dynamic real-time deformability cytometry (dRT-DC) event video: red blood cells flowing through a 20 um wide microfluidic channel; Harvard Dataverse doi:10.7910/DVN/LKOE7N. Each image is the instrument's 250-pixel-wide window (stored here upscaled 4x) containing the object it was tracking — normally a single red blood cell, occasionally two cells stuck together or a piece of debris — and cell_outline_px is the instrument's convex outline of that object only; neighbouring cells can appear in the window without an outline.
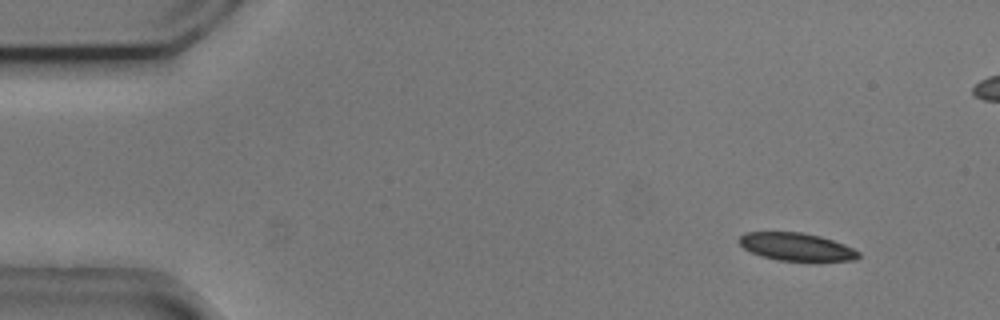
{"species": "common noctule bat (a hibernating species)", "species_latin": "Nyctalus noctula", "temperature_condition": "cold", "stored_images_in_passage": 56, "segment_of_instrument_passage": [1, 2], "camera_frame_rate_fps": 3000, "um_per_image_px": 0.085, "animal": {"sex": "male", "body_mass_g": 20.5, "forearm_length_mm": 52.5}, "frame": {"image": 1, "passage_image": 6, "time_ms": 1.667, "image_size_px": [1000, 320], "cell_outline_px": [[860, 256], [856, 260], [776, 260], [760, 256], [744, 248], [736, 240], [744, 232], [800, 232], [820, 236], [844, 244], [860, 252]], "centroid_in_image_um": [67.65, 20.97], "position_along_channel_um": 17.3, "area_um2": 19.19}}
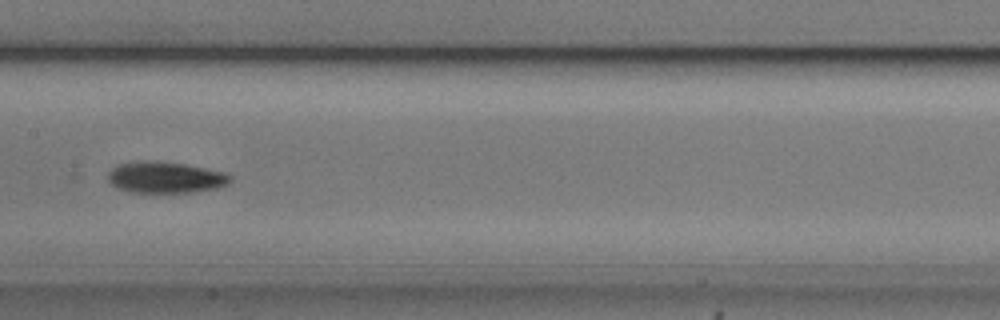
{"frame": {"image": 2, "passage_image": 28, "time_ms": 9.0, "image_size_px": [1000, 320], "cell_outline_px": [[232, 180], [228, 184], [216, 188], [192, 192], [128, 192], [116, 188], [108, 180], [108, 172], [112, 168], [120, 164], [140, 160], [160, 160], [184, 164], [224, 172], [232, 176]], "centroid_in_image_um": [14.04, 15.07], "position_along_channel_um": 193.4, "area_um2": 22.48}}
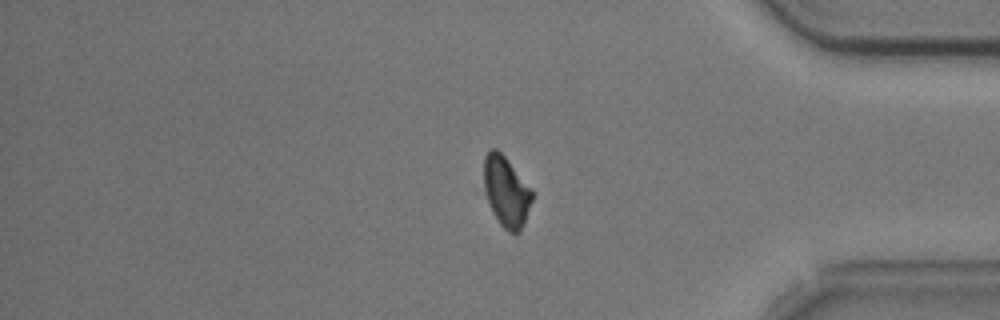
{"frame": {"image": 3, "passage_image": 46, "time_ms": 15.0, "image_size_px": [1000, 320], "cell_outline_px": [[532, 200], [520, 232], [508, 232], [500, 224], [488, 200], [484, 188], [484, 156], [492, 148], [496, 148], [508, 160], [532, 188]], "centroid_in_image_um": [43.04, 16.25], "position_along_channel_um": 392.2, "area_um2": 19.42}}